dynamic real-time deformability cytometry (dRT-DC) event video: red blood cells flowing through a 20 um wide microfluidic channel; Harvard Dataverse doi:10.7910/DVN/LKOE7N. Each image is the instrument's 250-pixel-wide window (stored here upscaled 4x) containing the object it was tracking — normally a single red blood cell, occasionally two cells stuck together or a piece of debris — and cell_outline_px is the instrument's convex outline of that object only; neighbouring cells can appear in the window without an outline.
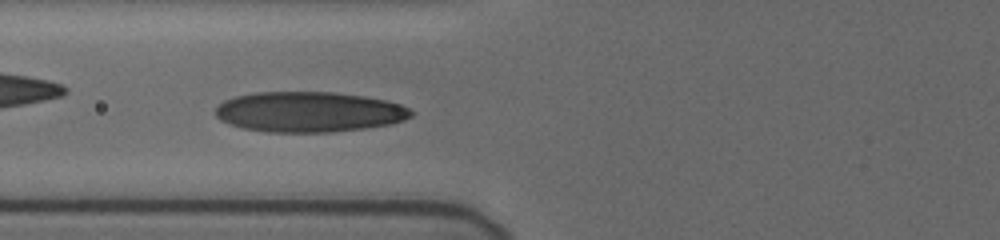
{"species": "human", "species_latin": "Homo sapiens", "temperature_condition": "cold", "stored_images_in_passage": 49, "camera_frame_rate_fps": 3000, "um_per_image_px": 0.085, "donor": {"sex": "female"}, "frame": {"image": 1, "passage_image": 17, "time_ms": 5.333, "image_size_px": [1000, 240], "cell_outline_px": [[412, 116], [404, 120], [388, 124], [364, 128], [332, 132], [268, 132], [244, 128], [228, 124], [220, 120], [216, 116], [216, 108], [224, 100], [236, 96], [256, 92], [332, 92], [364, 96], [384, 100], [400, 104], [408, 108], [412, 112]], "centroid_in_image_um": [26.24, 9.51], "position_along_channel_um": 99.6, "area_um2": 45.84}}
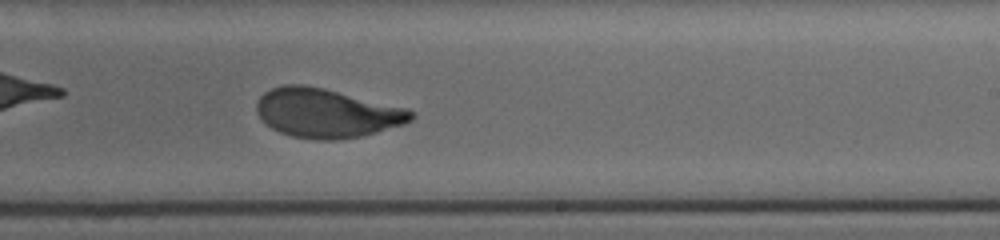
{"frame": {"image": 2, "passage_image": 30, "time_ms": 9.667, "image_size_px": [1000, 240], "cell_outline_px": [[416, 116], [412, 120], [404, 124], [364, 136], [336, 140], [316, 140], [292, 136], [280, 132], [272, 128], [256, 112], [256, 104], [260, 96], [264, 92], [272, 88], [284, 84], [300, 84], [324, 88], [408, 108], [416, 112]], "centroid_in_image_um": [27.8, 9.61], "position_along_channel_um": 261.2, "area_um2": 44.39}}
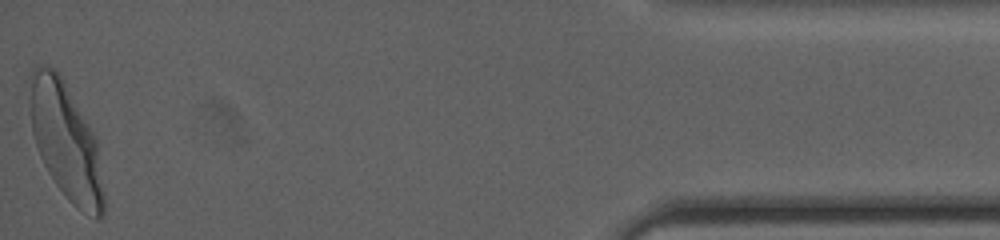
{"frame": {"image": 3, "passage_image": 49, "time_ms": 16.0, "image_size_px": [1000, 240], "cell_outline_px": [[104, 216], [96, 220], [76, 208], [68, 200], [56, 184], [48, 172], [40, 156], [32, 132], [28, 76], [32, 68], [36, 64], [56, 68], [60, 72], [96, 136], [104, 192]], "centroid_in_image_um": [5.59, 11.97], "position_along_channel_um": 429.6, "area_um2": 50.98}, "authors_computed_cell_mechanics": {"area_um2": 44.0436, "velocity_mm_per_s": 3.7228, "shape_relaxation_time_tau1_ms": 3.3067, "shape_relaxation_time_tau2_ms": null, "deformation_change_tau1": 0.191, "deformation_change_tau2": null}}